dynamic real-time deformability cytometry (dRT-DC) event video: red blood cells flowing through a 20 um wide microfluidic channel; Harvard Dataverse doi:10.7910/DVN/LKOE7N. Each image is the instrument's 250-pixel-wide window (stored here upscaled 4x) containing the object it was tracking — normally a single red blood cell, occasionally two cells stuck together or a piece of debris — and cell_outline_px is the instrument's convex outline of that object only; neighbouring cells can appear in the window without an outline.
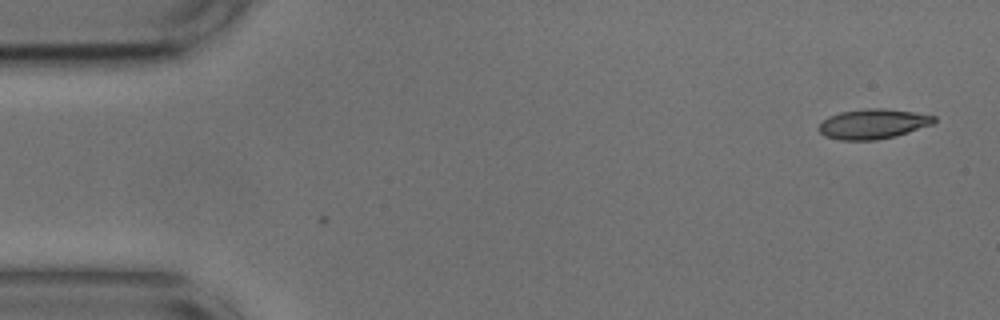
{"species": "common noctule bat (a hibernating species)", "species_latin": "Nyctalus noctula", "temperature_condition": "cold", "stored_images_in_passage": 2, "camera_frame_rate_fps": 3000, "um_per_image_px": 0.085, "animal": {"sex": "male", "body_mass_g": 17.9, "forearm_length_mm": 54.2}, "frame": {"image": 1, "passage_image": 2, "time_ms": 0.333, "image_size_px": [1000, 320], "cell_outline_px": [[936, 120], [932, 124], [896, 136], [876, 140], [840, 140], [824, 136], [816, 128], [828, 116], [840, 112], [868, 108], [884, 108], [912, 112], [936, 116]], "centroid_in_image_um": [74.17, 10.53], "position_along_channel_um": 10.8, "area_um2": 20.06}}